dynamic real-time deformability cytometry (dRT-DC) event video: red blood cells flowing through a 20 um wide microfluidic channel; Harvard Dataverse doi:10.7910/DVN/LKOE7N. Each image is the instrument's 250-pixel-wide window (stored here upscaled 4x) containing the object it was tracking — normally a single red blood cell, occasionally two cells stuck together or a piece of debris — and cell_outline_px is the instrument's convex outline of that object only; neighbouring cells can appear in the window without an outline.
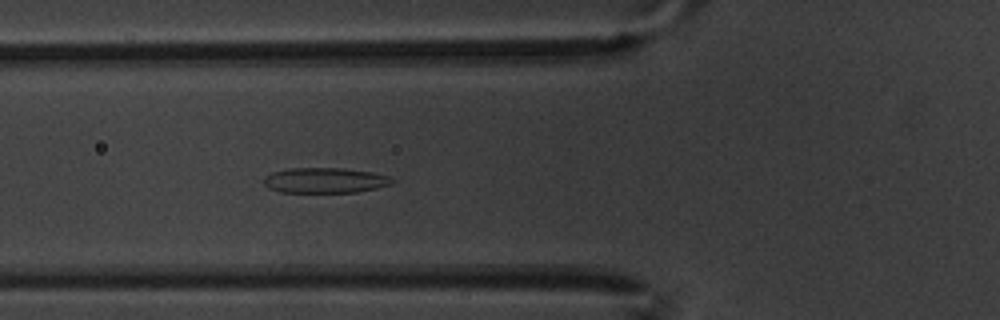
{"species": "common noctule bat (a hibernating species)", "species_latin": "Nyctalus noctula", "temperature_condition": "warm", "stored_images_in_passage": 6, "camera_frame_rate_fps": 3000, "um_per_image_px": 0.085, "animal": {"sex": "male", "body_mass_g": 20.1, "forearm_length_mm": 53.5}, "frame": {"image": 1, "passage_image": 3, "time_ms": 0.667, "image_size_px": [1000, 320], "cell_outline_px": [[396, 180], [392, 184], [376, 188], [356, 192], [280, 192], [268, 188], [264, 184], [264, 176], [272, 172], [288, 168], [340, 168], [372, 172], [388, 176]], "centroid_in_image_um": [27.61, 15.33], "position_along_channel_um": 98.2, "area_um2": 18.96}}